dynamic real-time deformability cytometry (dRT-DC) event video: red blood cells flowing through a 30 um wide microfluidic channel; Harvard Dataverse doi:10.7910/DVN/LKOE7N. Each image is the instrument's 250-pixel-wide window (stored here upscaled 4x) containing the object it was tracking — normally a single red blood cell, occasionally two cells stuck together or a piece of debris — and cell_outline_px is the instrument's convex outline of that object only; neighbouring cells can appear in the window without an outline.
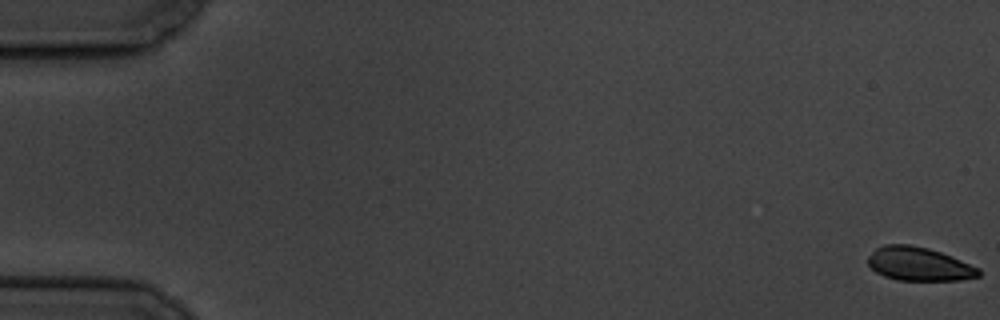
{"species": "common noctule bat (a hibernating species)", "species_latin": "Nyctalus noctula", "temperature_condition": "cold", "stored_images_in_passage": 60, "camera_frame_rate_fps": 3000, "um_per_image_px": 0.085, "animal": {"sex": "male", "body_mass_g": 19.5, "forearm_length_mm": 54.6}, "frame": {"image": 1, "passage_image": 1, "time_ms": 0.0, "image_size_px": [1000, 320], "cell_outline_px": [[980, 276], [960, 280], [896, 280], [884, 276], [876, 272], [868, 264], [868, 256], [876, 248], [884, 244], [912, 244], [928, 248], [952, 256], [980, 268]], "centroid_in_image_um": [78.11, 22.43], "position_along_channel_um": 6.9, "area_um2": 21.79}}
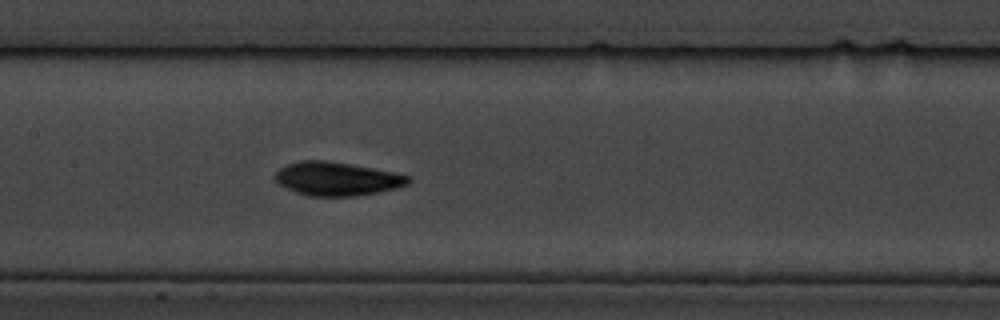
{"frame": {"image": 2, "passage_image": 29, "time_ms": 9.333, "image_size_px": [1000, 320], "cell_outline_px": [[412, 180], [408, 184], [396, 188], [380, 192], [356, 196], [308, 196], [296, 192], [276, 184], [272, 180], [272, 176], [280, 168], [288, 164], [300, 160], [324, 160], [396, 172], [408, 176]], "centroid_in_image_um": [28.59, 15.2], "position_along_channel_um": 178.8, "area_um2": 26.3}}
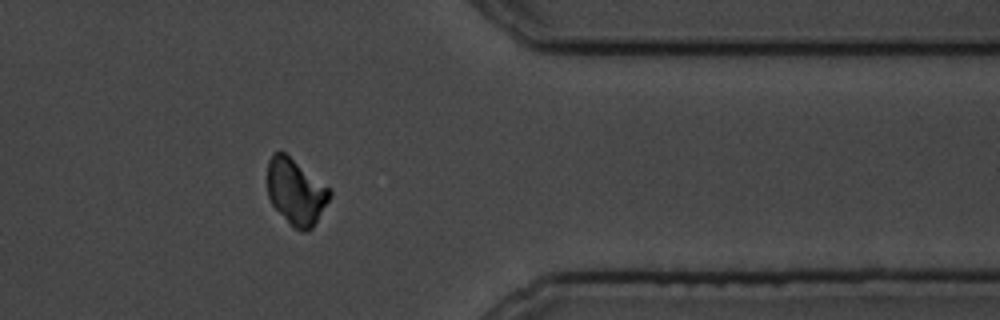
{"frame": {"image": 3, "passage_image": 48, "time_ms": 15.667, "image_size_px": [1000, 320], "cell_outline_px": [[332, 196], [312, 228], [308, 232], [300, 232], [292, 228], [272, 204], [268, 196], [268, 160], [272, 152], [284, 152], [328, 188], [332, 192]], "centroid_in_image_um": [25.14, 16.35], "position_along_channel_um": 386.3, "area_um2": 23.76}, "authors_computed_cell_mechanics": {"area_um2": 24.7095, "velocity_mm_per_s": 3.4826, "shape_relaxation_time_tau1_ms": 4.0199, "shape_relaxation_time_tau2_ms": null, "deformation_change_tau1": 0.093, "deformation_change_tau2": null}}